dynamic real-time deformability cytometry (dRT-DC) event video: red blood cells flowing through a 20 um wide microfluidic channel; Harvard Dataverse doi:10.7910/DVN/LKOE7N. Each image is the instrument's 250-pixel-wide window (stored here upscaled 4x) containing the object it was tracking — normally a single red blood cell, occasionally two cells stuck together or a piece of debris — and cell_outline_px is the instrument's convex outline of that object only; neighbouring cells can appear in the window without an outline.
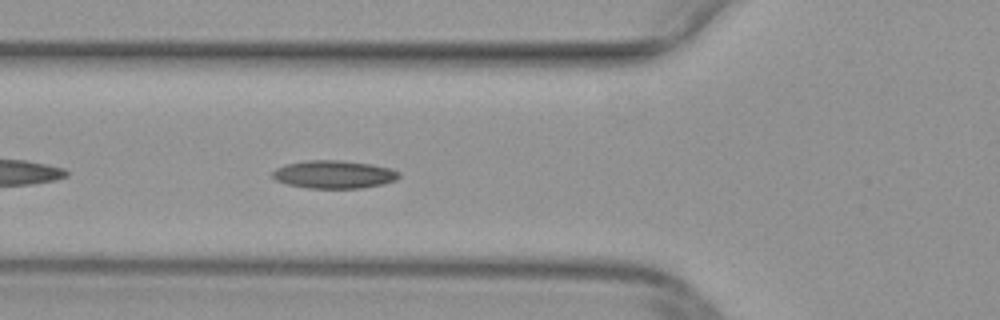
{"species": "common noctule bat (a hibernating species)", "species_latin": "Nyctalus noctula", "temperature_condition": "warm", "stored_images_in_passage": 38, "camera_frame_rate_fps": 3000, "um_per_image_px": 0.085, "animal": {"sex": "female", "body_mass_g": 29.2, "forearm_length_mm": 56.3}, "frame": {"image": 1, "passage_image": 5, "time_ms": 1.333, "image_size_px": [1000, 320], "cell_outline_px": [[400, 176], [396, 180], [384, 184], [360, 188], [308, 188], [288, 184], [276, 180], [272, 176], [272, 172], [276, 168], [284, 164], [308, 160], [340, 160], [368, 164], [388, 168], [400, 172]], "centroid_in_image_um": [28.37, 14.83], "position_along_channel_um": 97.4, "area_um2": 20.52}}
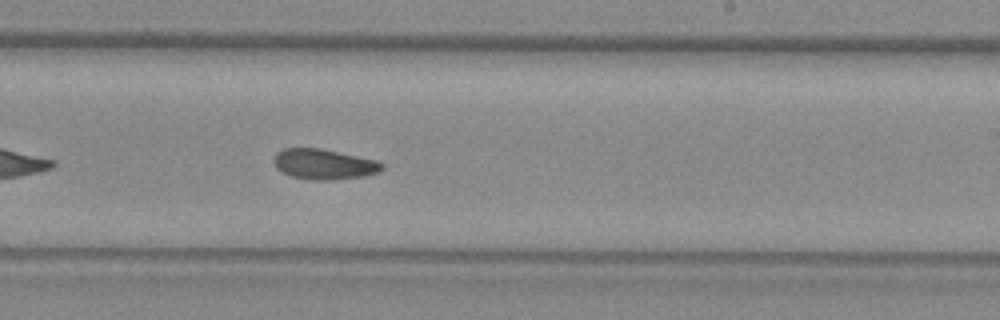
{"frame": {"image": 2, "passage_image": 17, "time_ms": 5.333, "image_size_px": [1000, 320], "cell_outline_px": [[384, 168], [380, 172], [360, 176], [324, 180], [316, 180], [292, 176], [280, 172], [276, 168], [272, 160], [276, 152], [284, 148], [320, 148], [376, 160], [384, 164]], "centroid_in_image_um": [27.49, 13.94], "position_along_channel_um": 261.5, "area_um2": 19.02}}
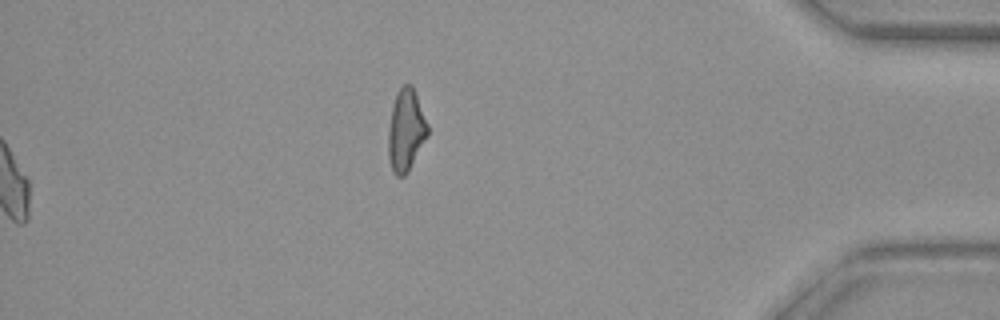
{"frame": {"image": 3, "passage_image": 38, "time_ms": 12.333, "image_size_px": [1000, 320], "cell_outline_px": [[428, 136], [408, 172], [404, 176], [396, 176], [392, 172], [388, 156], [388, 128], [392, 104], [396, 92], [404, 84], [412, 84], [416, 92], [428, 124]], "centroid_in_image_um": [34.5, 11.06], "position_along_channel_um": 400.7, "area_um2": 19.19}}